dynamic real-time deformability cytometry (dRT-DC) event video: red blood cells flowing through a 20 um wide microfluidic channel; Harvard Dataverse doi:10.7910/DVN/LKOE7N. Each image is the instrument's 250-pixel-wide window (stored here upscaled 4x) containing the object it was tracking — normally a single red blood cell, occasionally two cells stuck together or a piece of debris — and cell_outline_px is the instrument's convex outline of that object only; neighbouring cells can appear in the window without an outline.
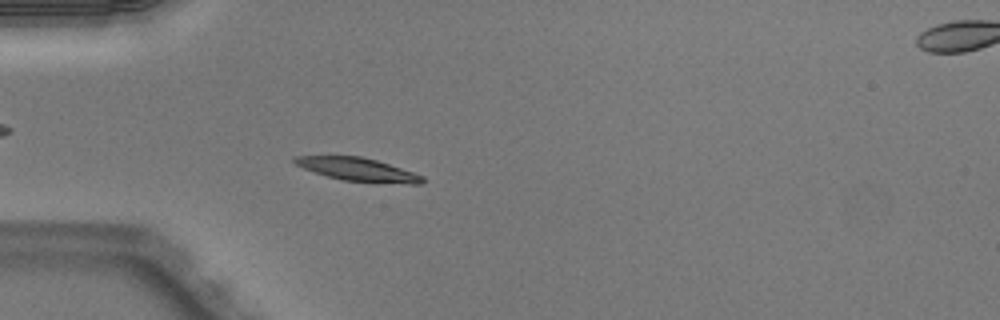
{"species": "Egyptian fruit bat (a non-hibernating species)", "species_latin": "Rousettus aegyptiacus", "temperature_condition": "warm", "stored_images_in_passage": 44, "segment_of_instrument_passage": [1, 2], "camera_frame_rate_fps": 3000, "um_per_image_px": 0.085, "animal": {"sex": "male"}, "frame": {"image": 1, "passage_image": 8, "time_ms": 2.333, "image_size_px": [1000, 320], "cell_outline_px": [[424, 184], [408, 184], [340, 180], [304, 168], [296, 164], [292, 160], [292, 156], [360, 156], [376, 160], [424, 176]], "centroid_in_image_um": [30.43, 14.41], "position_along_channel_um": 54.6, "area_um2": 17.05}}
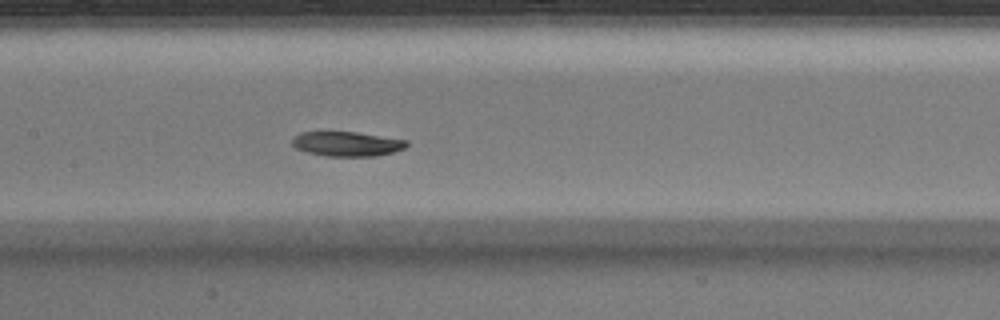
{"frame": {"image": 2, "passage_image": 18, "time_ms": 5.667, "image_size_px": [1000, 320], "cell_outline_px": [[408, 144], [404, 148], [392, 152], [376, 156], [324, 156], [308, 152], [296, 148], [292, 144], [292, 136], [300, 132], [356, 132], [408, 140]], "centroid_in_image_um": [29.47, 12.22], "position_along_channel_um": 177.9, "area_um2": 16.42}}
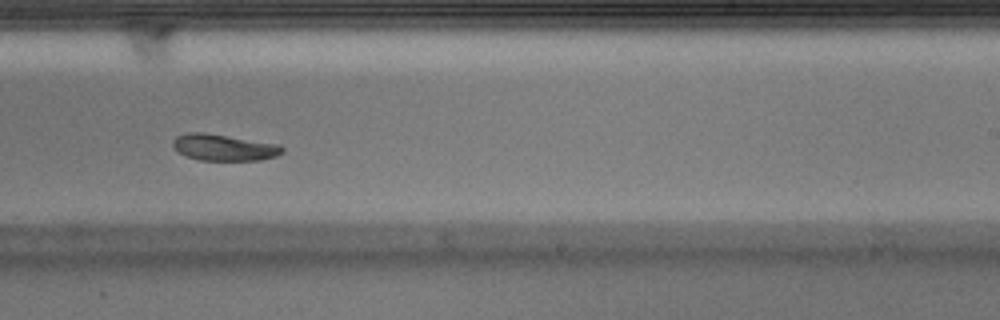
{"frame": {"image": 3, "passage_image": 25, "time_ms": 8.0, "image_size_px": [1000, 320], "cell_outline_px": [[284, 152], [276, 156], [260, 160], [200, 160], [188, 156], [172, 148], [172, 140], [176, 136], [188, 132], [204, 132], [280, 144], [284, 148]], "centroid_in_image_um": [19.04, 12.52], "position_along_channel_um": 270.0, "area_um2": 16.94}}